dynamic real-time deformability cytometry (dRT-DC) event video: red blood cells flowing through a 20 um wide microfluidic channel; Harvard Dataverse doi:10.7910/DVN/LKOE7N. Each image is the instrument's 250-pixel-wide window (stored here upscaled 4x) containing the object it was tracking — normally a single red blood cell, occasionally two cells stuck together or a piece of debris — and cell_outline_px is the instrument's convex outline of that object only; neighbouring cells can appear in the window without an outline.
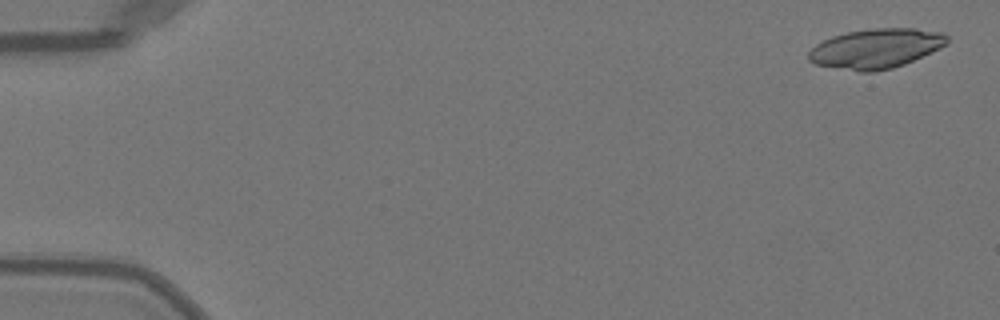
{"species": "Egyptian fruit bat (a non-hibernating species)", "species_latin": "Rousettus aegyptiacus", "temperature_condition": "warm", "stored_images_in_passage": 50, "camera_frame_rate_fps": 3000, "um_per_image_px": 0.085, "animal": {"sex": "female"}, "frame": {"image": 1, "passage_image": 2, "time_ms": 0.333, "image_size_px": [1000, 320], "cell_outline_px": [[948, 44], [940, 48], [904, 64], [892, 68], [872, 72], [860, 72], [816, 64], [808, 60], [808, 52], [816, 44], [832, 36], [848, 32], [872, 28], [916, 28], [944, 32], [948, 36]], "centroid_in_image_um": [74.48, 4.11], "position_along_channel_um": 10.5, "area_um2": 32.02}}